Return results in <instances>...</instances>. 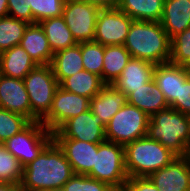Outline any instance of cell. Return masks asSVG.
Returning <instances> with one entry per match:
<instances>
[{
	"label": "cell",
	"instance_id": "obj_1",
	"mask_svg": "<svg viewBox=\"0 0 190 191\" xmlns=\"http://www.w3.org/2000/svg\"><path fill=\"white\" fill-rule=\"evenodd\" d=\"M73 175L63 150L53 140L24 167L20 185L23 191H60Z\"/></svg>",
	"mask_w": 190,
	"mask_h": 191
},
{
	"label": "cell",
	"instance_id": "obj_2",
	"mask_svg": "<svg viewBox=\"0 0 190 191\" xmlns=\"http://www.w3.org/2000/svg\"><path fill=\"white\" fill-rule=\"evenodd\" d=\"M131 57L153 63H168L171 39L160 22L134 20L123 44Z\"/></svg>",
	"mask_w": 190,
	"mask_h": 191
},
{
	"label": "cell",
	"instance_id": "obj_3",
	"mask_svg": "<svg viewBox=\"0 0 190 191\" xmlns=\"http://www.w3.org/2000/svg\"><path fill=\"white\" fill-rule=\"evenodd\" d=\"M189 125V115L169 107L149 118L147 136L158 141L177 156H187Z\"/></svg>",
	"mask_w": 190,
	"mask_h": 191
},
{
	"label": "cell",
	"instance_id": "obj_4",
	"mask_svg": "<svg viewBox=\"0 0 190 191\" xmlns=\"http://www.w3.org/2000/svg\"><path fill=\"white\" fill-rule=\"evenodd\" d=\"M128 178L148 177L169 165L177 155L147 135L124 146Z\"/></svg>",
	"mask_w": 190,
	"mask_h": 191
},
{
	"label": "cell",
	"instance_id": "obj_5",
	"mask_svg": "<svg viewBox=\"0 0 190 191\" xmlns=\"http://www.w3.org/2000/svg\"><path fill=\"white\" fill-rule=\"evenodd\" d=\"M87 176L107 183L114 190L124 189L128 175L125 167V148L115 142L98 143L95 165Z\"/></svg>",
	"mask_w": 190,
	"mask_h": 191
},
{
	"label": "cell",
	"instance_id": "obj_6",
	"mask_svg": "<svg viewBox=\"0 0 190 191\" xmlns=\"http://www.w3.org/2000/svg\"><path fill=\"white\" fill-rule=\"evenodd\" d=\"M23 80L31 106V121H41L49 113L59 87L52 67L50 64L38 65Z\"/></svg>",
	"mask_w": 190,
	"mask_h": 191
},
{
	"label": "cell",
	"instance_id": "obj_7",
	"mask_svg": "<svg viewBox=\"0 0 190 191\" xmlns=\"http://www.w3.org/2000/svg\"><path fill=\"white\" fill-rule=\"evenodd\" d=\"M53 141V133L40 121H31L23 130L5 141L2 146L25 167Z\"/></svg>",
	"mask_w": 190,
	"mask_h": 191
},
{
	"label": "cell",
	"instance_id": "obj_8",
	"mask_svg": "<svg viewBox=\"0 0 190 191\" xmlns=\"http://www.w3.org/2000/svg\"><path fill=\"white\" fill-rule=\"evenodd\" d=\"M149 116L136 106L123 105L106 125V141L125 146L147 135Z\"/></svg>",
	"mask_w": 190,
	"mask_h": 191
},
{
	"label": "cell",
	"instance_id": "obj_9",
	"mask_svg": "<svg viewBox=\"0 0 190 191\" xmlns=\"http://www.w3.org/2000/svg\"><path fill=\"white\" fill-rule=\"evenodd\" d=\"M100 11L95 5L79 0H66L62 17L77 44L94 41L97 16Z\"/></svg>",
	"mask_w": 190,
	"mask_h": 191
},
{
	"label": "cell",
	"instance_id": "obj_10",
	"mask_svg": "<svg viewBox=\"0 0 190 191\" xmlns=\"http://www.w3.org/2000/svg\"><path fill=\"white\" fill-rule=\"evenodd\" d=\"M106 126L101 119L87 110L65 121L55 132L53 139H75L91 143H103Z\"/></svg>",
	"mask_w": 190,
	"mask_h": 191
},
{
	"label": "cell",
	"instance_id": "obj_11",
	"mask_svg": "<svg viewBox=\"0 0 190 191\" xmlns=\"http://www.w3.org/2000/svg\"><path fill=\"white\" fill-rule=\"evenodd\" d=\"M89 108V98L67 92L58 87L55 91L49 113L40 122L53 133L65 121L84 113Z\"/></svg>",
	"mask_w": 190,
	"mask_h": 191
},
{
	"label": "cell",
	"instance_id": "obj_12",
	"mask_svg": "<svg viewBox=\"0 0 190 191\" xmlns=\"http://www.w3.org/2000/svg\"><path fill=\"white\" fill-rule=\"evenodd\" d=\"M133 21L118 8L100 9L94 41L103 46L123 45Z\"/></svg>",
	"mask_w": 190,
	"mask_h": 191
},
{
	"label": "cell",
	"instance_id": "obj_13",
	"mask_svg": "<svg viewBox=\"0 0 190 191\" xmlns=\"http://www.w3.org/2000/svg\"><path fill=\"white\" fill-rule=\"evenodd\" d=\"M148 178L159 191H190V157L177 156Z\"/></svg>",
	"mask_w": 190,
	"mask_h": 191
},
{
	"label": "cell",
	"instance_id": "obj_14",
	"mask_svg": "<svg viewBox=\"0 0 190 191\" xmlns=\"http://www.w3.org/2000/svg\"><path fill=\"white\" fill-rule=\"evenodd\" d=\"M63 150L74 174L87 175L95 165V151L98 143L75 139H53Z\"/></svg>",
	"mask_w": 190,
	"mask_h": 191
},
{
	"label": "cell",
	"instance_id": "obj_15",
	"mask_svg": "<svg viewBox=\"0 0 190 191\" xmlns=\"http://www.w3.org/2000/svg\"><path fill=\"white\" fill-rule=\"evenodd\" d=\"M0 108L21 114L31 121V106L23 79L0 76Z\"/></svg>",
	"mask_w": 190,
	"mask_h": 191
},
{
	"label": "cell",
	"instance_id": "obj_16",
	"mask_svg": "<svg viewBox=\"0 0 190 191\" xmlns=\"http://www.w3.org/2000/svg\"><path fill=\"white\" fill-rule=\"evenodd\" d=\"M189 77L190 68L170 62L155 65L153 71V79L163 92L169 106L179 98L180 81H186Z\"/></svg>",
	"mask_w": 190,
	"mask_h": 191
},
{
	"label": "cell",
	"instance_id": "obj_17",
	"mask_svg": "<svg viewBox=\"0 0 190 191\" xmlns=\"http://www.w3.org/2000/svg\"><path fill=\"white\" fill-rule=\"evenodd\" d=\"M154 68L153 63L132 57L112 85L128 97L134 89L143 87L153 79Z\"/></svg>",
	"mask_w": 190,
	"mask_h": 191
},
{
	"label": "cell",
	"instance_id": "obj_18",
	"mask_svg": "<svg viewBox=\"0 0 190 191\" xmlns=\"http://www.w3.org/2000/svg\"><path fill=\"white\" fill-rule=\"evenodd\" d=\"M128 103L127 96L112 84H106L98 94L90 100V110L97 115L106 126L112 117Z\"/></svg>",
	"mask_w": 190,
	"mask_h": 191
},
{
	"label": "cell",
	"instance_id": "obj_19",
	"mask_svg": "<svg viewBox=\"0 0 190 191\" xmlns=\"http://www.w3.org/2000/svg\"><path fill=\"white\" fill-rule=\"evenodd\" d=\"M37 65H49L53 52L39 23H29L19 44Z\"/></svg>",
	"mask_w": 190,
	"mask_h": 191
},
{
	"label": "cell",
	"instance_id": "obj_20",
	"mask_svg": "<svg viewBox=\"0 0 190 191\" xmlns=\"http://www.w3.org/2000/svg\"><path fill=\"white\" fill-rule=\"evenodd\" d=\"M160 23L172 39L190 27V0H164Z\"/></svg>",
	"mask_w": 190,
	"mask_h": 191
},
{
	"label": "cell",
	"instance_id": "obj_21",
	"mask_svg": "<svg viewBox=\"0 0 190 191\" xmlns=\"http://www.w3.org/2000/svg\"><path fill=\"white\" fill-rule=\"evenodd\" d=\"M128 104L136 106L149 117L158 111L169 108L163 92L159 89L154 79L144 84L127 97Z\"/></svg>",
	"mask_w": 190,
	"mask_h": 191
},
{
	"label": "cell",
	"instance_id": "obj_22",
	"mask_svg": "<svg viewBox=\"0 0 190 191\" xmlns=\"http://www.w3.org/2000/svg\"><path fill=\"white\" fill-rule=\"evenodd\" d=\"M38 65L20 45L0 53L1 75L18 79L25 76Z\"/></svg>",
	"mask_w": 190,
	"mask_h": 191
},
{
	"label": "cell",
	"instance_id": "obj_23",
	"mask_svg": "<svg viewBox=\"0 0 190 191\" xmlns=\"http://www.w3.org/2000/svg\"><path fill=\"white\" fill-rule=\"evenodd\" d=\"M50 65L58 83L84 70L81 43L54 53Z\"/></svg>",
	"mask_w": 190,
	"mask_h": 191
},
{
	"label": "cell",
	"instance_id": "obj_24",
	"mask_svg": "<svg viewBox=\"0 0 190 191\" xmlns=\"http://www.w3.org/2000/svg\"><path fill=\"white\" fill-rule=\"evenodd\" d=\"M105 85L100 76L90 73L87 70L77 72L59 83V87L63 90L85 96L90 100L98 94Z\"/></svg>",
	"mask_w": 190,
	"mask_h": 191
},
{
	"label": "cell",
	"instance_id": "obj_25",
	"mask_svg": "<svg viewBox=\"0 0 190 191\" xmlns=\"http://www.w3.org/2000/svg\"><path fill=\"white\" fill-rule=\"evenodd\" d=\"M39 24L53 54L77 44L62 16L44 19Z\"/></svg>",
	"mask_w": 190,
	"mask_h": 191
},
{
	"label": "cell",
	"instance_id": "obj_26",
	"mask_svg": "<svg viewBox=\"0 0 190 191\" xmlns=\"http://www.w3.org/2000/svg\"><path fill=\"white\" fill-rule=\"evenodd\" d=\"M131 58L124 45L104 46L102 81L105 84L116 81Z\"/></svg>",
	"mask_w": 190,
	"mask_h": 191
},
{
	"label": "cell",
	"instance_id": "obj_27",
	"mask_svg": "<svg viewBox=\"0 0 190 191\" xmlns=\"http://www.w3.org/2000/svg\"><path fill=\"white\" fill-rule=\"evenodd\" d=\"M164 0H121L118 9L137 21L160 22Z\"/></svg>",
	"mask_w": 190,
	"mask_h": 191
},
{
	"label": "cell",
	"instance_id": "obj_28",
	"mask_svg": "<svg viewBox=\"0 0 190 191\" xmlns=\"http://www.w3.org/2000/svg\"><path fill=\"white\" fill-rule=\"evenodd\" d=\"M29 23L10 16L0 18V53L19 45Z\"/></svg>",
	"mask_w": 190,
	"mask_h": 191
},
{
	"label": "cell",
	"instance_id": "obj_29",
	"mask_svg": "<svg viewBox=\"0 0 190 191\" xmlns=\"http://www.w3.org/2000/svg\"><path fill=\"white\" fill-rule=\"evenodd\" d=\"M23 171L19 160L0 144V182L20 184Z\"/></svg>",
	"mask_w": 190,
	"mask_h": 191
},
{
	"label": "cell",
	"instance_id": "obj_30",
	"mask_svg": "<svg viewBox=\"0 0 190 191\" xmlns=\"http://www.w3.org/2000/svg\"><path fill=\"white\" fill-rule=\"evenodd\" d=\"M84 70L96 74L102 79L104 46L95 41L81 43Z\"/></svg>",
	"mask_w": 190,
	"mask_h": 191
},
{
	"label": "cell",
	"instance_id": "obj_31",
	"mask_svg": "<svg viewBox=\"0 0 190 191\" xmlns=\"http://www.w3.org/2000/svg\"><path fill=\"white\" fill-rule=\"evenodd\" d=\"M30 122L21 114L0 108V144L23 130Z\"/></svg>",
	"mask_w": 190,
	"mask_h": 191
},
{
	"label": "cell",
	"instance_id": "obj_32",
	"mask_svg": "<svg viewBox=\"0 0 190 191\" xmlns=\"http://www.w3.org/2000/svg\"><path fill=\"white\" fill-rule=\"evenodd\" d=\"M170 63L190 68V27L171 39Z\"/></svg>",
	"mask_w": 190,
	"mask_h": 191
},
{
	"label": "cell",
	"instance_id": "obj_33",
	"mask_svg": "<svg viewBox=\"0 0 190 191\" xmlns=\"http://www.w3.org/2000/svg\"><path fill=\"white\" fill-rule=\"evenodd\" d=\"M66 0H30L32 23H39L44 19L62 16Z\"/></svg>",
	"mask_w": 190,
	"mask_h": 191
},
{
	"label": "cell",
	"instance_id": "obj_34",
	"mask_svg": "<svg viewBox=\"0 0 190 191\" xmlns=\"http://www.w3.org/2000/svg\"><path fill=\"white\" fill-rule=\"evenodd\" d=\"M60 191H114L107 183L87 175L74 174Z\"/></svg>",
	"mask_w": 190,
	"mask_h": 191
},
{
	"label": "cell",
	"instance_id": "obj_35",
	"mask_svg": "<svg viewBox=\"0 0 190 191\" xmlns=\"http://www.w3.org/2000/svg\"><path fill=\"white\" fill-rule=\"evenodd\" d=\"M8 16L32 23L30 0H8Z\"/></svg>",
	"mask_w": 190,
	"mask_h": 191
},
{
	"label": "cell",
	"instance_id": "obj_36",
	"mask_svg": "<svg viewBox=\"0 0 190 191\" xmlns=\"http://www.w3.org/2000/svg\"><path fill=\"white\" fill-rule=\"evenodd\" d=\"M170 108L190 115V77L186 81H180L179 98L175 99Z\"/></svg>",
	"mask_w": 190,
	"mask_h": 191
},
{
	"label": "cell",
	"instance_id": "obj_37",
	"mask_svg": "<svg viewBox=\"0 0 190 191\" xmlns=\"http://www.w3.org/2000/svg\"><path fill=\"white\" fill-rule=\"evenodd\" d=\"M124 191H159L148 177H130L125 182Z\"/></svg>",
	"mask_w": 190,
	"mask_h": 191
},
{
	"label": "cell",
	"instance_id": "obj_38",
	"mask_svg": "<svg viewBox=\"0 0 190 191\" xmlns=\"http://www.w3.org/2000/svg\"><path fill=\"white\" fill-rule=\"evenodd\" d=\"M82 2L90 3L100 9L118 8L121 0H79Z\"/></svg>",
	"mask_w": 190,
	"mask_h": 191
},
{
	"label": "cell",
	"instance_id": "obj_39",
	"mask_svg": "<svg viewBox=\"0 0 190 191\" xmlns=\"http://www.w3.org/2000/svg\"><path fill=\"white\" fill-rule=\"evenodd\" d=\"M0 191H23L20 184L0 182Z\"/></svg>",
	"mask_w": 190,
	"mask_h": 191
},
{
	"label": "cell",
	"instance_id": "obj_40",
	"mask_svg": "<svg viewBox=\"0 0 190 191\" xmlns=\"http://www.w3.org/2000/svg\"><path fill=\"white\" fill-rule=\"evenodd\" d=\"M8 16V0H0V18Z\"/></svg>",
	"mask_w": 190,
	"mask_h": 191
},
{
	"label": "cell",
	"instance_id": "obj_41",
	"mask_svg": "<svg viewBox=\"0 0 190 191\" xmlns=\"http://www.w3.org/2000/svg\"><path fill=\"white\" fill-rule=\"evenodd\" d=\"M190 118V115H189ZM189 130H190V125H189ZM187 156L190 157V136H189V141H188V145H187Z\"/></svg>",
	"mask_w": 190,
	"mask_h": 191
}]
</instances>
